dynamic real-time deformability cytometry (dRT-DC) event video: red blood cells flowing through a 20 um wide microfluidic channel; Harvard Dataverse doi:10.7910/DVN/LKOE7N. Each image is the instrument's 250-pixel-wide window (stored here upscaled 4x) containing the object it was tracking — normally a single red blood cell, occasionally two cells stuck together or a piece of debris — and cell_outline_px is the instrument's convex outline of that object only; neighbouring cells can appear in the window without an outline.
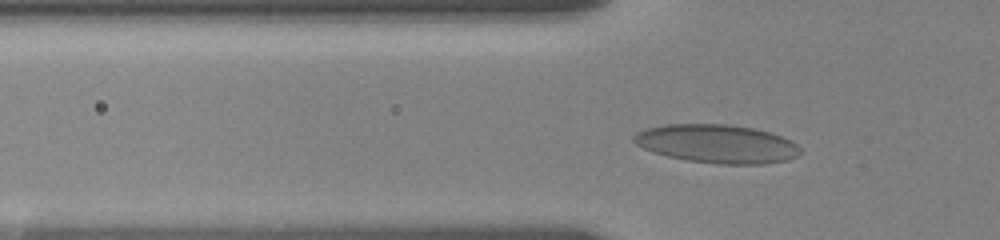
{"species": "human", "species_latin": "Homo sapiens", "temperature_condition": "room temperature", "stored_images_in_passage": 37, "camera_frame_rate_fps": 3000, "um_per_image_px": 0.085, "donor": {"sex": "female"}, "frame": {"image": 1, "passage_image": 23, "time_ms": 4.667, "image_size_px": [1000, 240], "cell_outline_px": [[800, 152], [796, 156], [788, 160], [764, 164], [716, 164], [688, 160], [668, 156], [652, 152], [636, 144], [632, 140], [632, 136], [636, 132], [648, 128], [664, 124], [728, 124], [752, 128], [768, 132], [792, 140], [800, 148]], "centroid_in_image_um": [60.92, 12.22], "position_along_channel_um": 64.9, "area_um2": 37.34}}
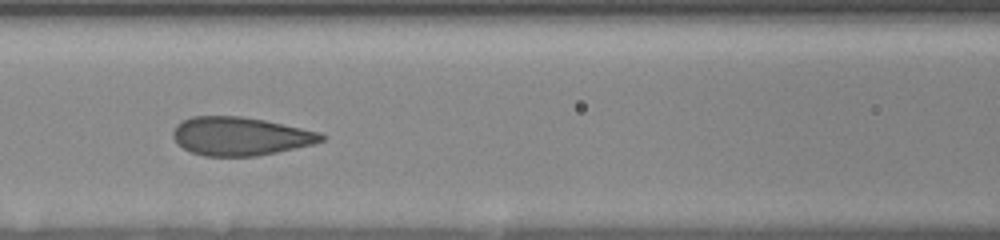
{"frame": {"image": 2, "passage_image": 32, "time_ms": 7.0, "image_size_px": [1000, 240], "cell_outline_px": [[324, 140], [312, 144], [276, 152], [256, 156], [204, 156], [192, 152], [184, 148], [172, 136], [172, 132], [176, 124], [192, 116], [240, 116], [264, 120], [320, 132], [324, 136]], "centroid_in_image_um": [20.4, 11.57], "position_along_channel_um": 146.2, "area_um2": 32.89}}
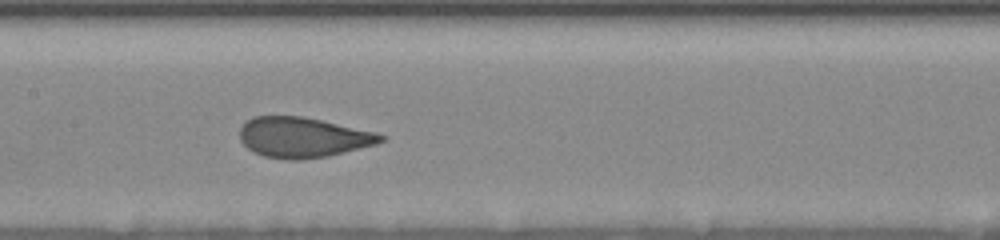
{"frame": {"image": 3, "passage_image": 36, "time_ms": 8.0, "image_size_px": [1000, 240], "cell_outline_px": [[384, 140], [376, 144], [328, 156], [304, 160], [288, 160], [264, 156], [248, 148], [240, 140], [240, 128], [252, 116], [304, 116], [376, 132], [384, 136]], "centroid_in_image_um": [25.74, 11.67], "position_along_channel_um": 181.7, "area_um2": 33.0}}